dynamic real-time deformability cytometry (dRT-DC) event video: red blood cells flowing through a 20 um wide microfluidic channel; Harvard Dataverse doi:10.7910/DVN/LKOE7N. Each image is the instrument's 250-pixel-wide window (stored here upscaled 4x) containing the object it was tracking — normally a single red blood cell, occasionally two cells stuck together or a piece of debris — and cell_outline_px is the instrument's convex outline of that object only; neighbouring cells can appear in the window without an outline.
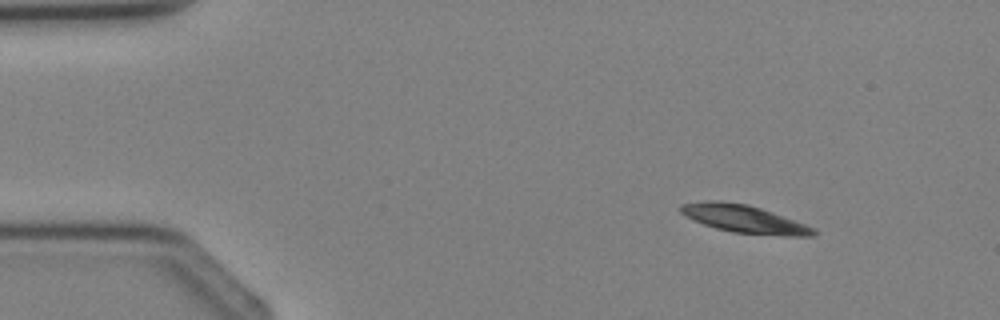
{"species": "Egyptian fruit bat (a non-hibernating species)", "species_latin": "Rousettus aegyptiacus", "temperature_condition": "cold", "stored_images_in_passage": 2, "segment_of_instrument_passage": [2, 2], "camera_frame_rate_fps": 3000, "um_per_image_px": 0.085, "animal": {"sex": "female"}, "frame": {"image": 1, "passage_image": 2, "time_ms": 2.0, "image_size_px": [1000, 320], "cell_outline_px": [[816, 236], [784, 236], [732, 232], [716, 228], [692, 220], [684, 216], [680, 212], [680, 204], [712, 200], [720, 200], [748, 204], [772, 212], [816, 228]], "centroid_in_image_um": [63.24, 18.61], "position_along_channel_um": 21.8, "area_um2": 21.56}}